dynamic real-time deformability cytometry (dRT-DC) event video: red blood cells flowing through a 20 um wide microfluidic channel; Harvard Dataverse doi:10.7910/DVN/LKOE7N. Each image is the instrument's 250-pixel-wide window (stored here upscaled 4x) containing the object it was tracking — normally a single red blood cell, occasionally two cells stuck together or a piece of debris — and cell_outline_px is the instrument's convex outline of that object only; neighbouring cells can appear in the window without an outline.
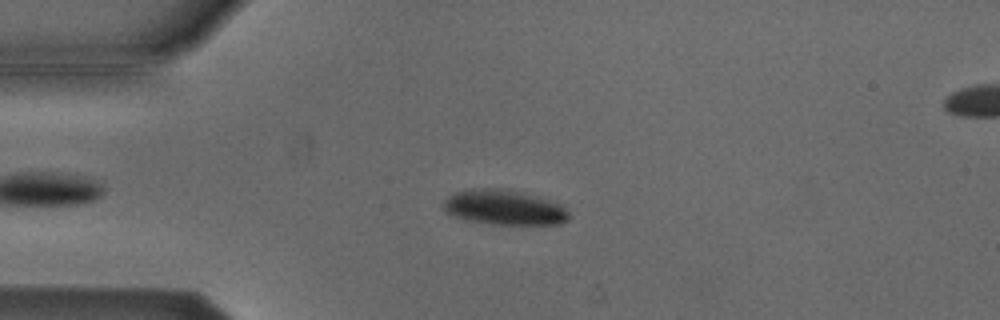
{"species": "Egyptian fruit bat (a non-hibernating species)", "species_latin": "Rousettus aegyptiacus", "temperature_condition": "cold", "stored_images_in_passage": 38, "camera_frame_rate_fps": 3000, "um_per_image_px": 0.085, "animal": {"sex": "male"}, "frame": {"image": 1, "passage_image": 1, "time_ms": 0.0, "image_size_px": [1000, 320], "cell_outline_px": [[568, 220], [560, 224], [492, 224], [464, 220], [444, 212], [444, 200], [448, 196], [456, 192], [472, 188], [508, 188], [564, 204], [568, 212]], "centroid_in_image_um": [42.86, 17.62], "position_along_channel_um": 42.1, "area_um2": 25.89}}
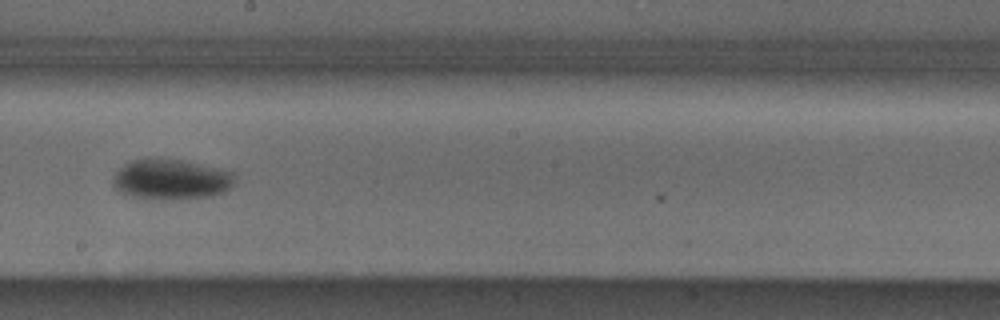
{"frame": {"image": 2, "passage_image": 18, "time_ms": 5.667, "image_size_px": [1000, 320], "cell_outline_px": [[236, 180], [224, 192], [212, 196], [168, 200], [144, 200], [128, 196], [120, 192], [112, 184], [112, 180], [116, 172], [124, 164], [132, 160], [148, 156], [184, 160], [232, 172]], "centroid_in_image_um": [14.47, 15.25], "position_along_channel_um": 233.7, "area_um2": 29.36}}
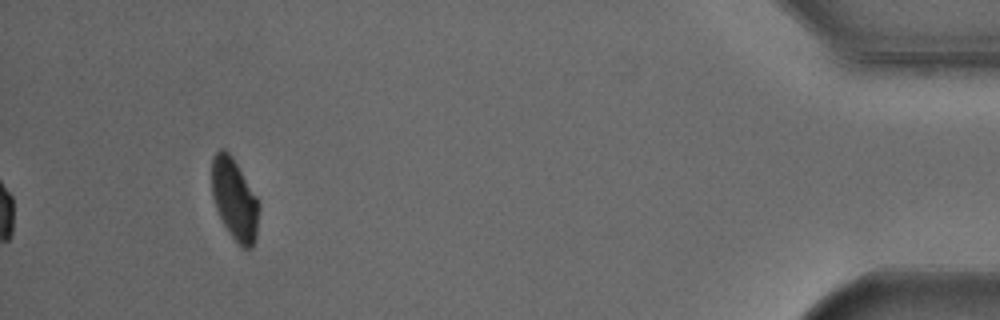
{"frame": {"image": 3, "passage_image": 38, "time_ms": 12.333, "image_size_px": [1000, 320], "cell_outline_px": [[260, 208], [256, 240], [252, 248], [240, 248], [228, 232], [216, 208], [212, 196], [212, 160], [216, 152], [220, 148], [224, 148], [232, 156], [256, 196], [260, 204]], "centroid_in_image_um": [19.96, 16.98], "position_along_channel_um": 415.2, "area_um2": 22.54}, "authors_computed_cell_mechanics": {"area_um2": 27.1371, "velocity_mm_per_s": 3.7971, "shape_relaxation_time_tau1_ms": 1.9413, "shape_relaxation_time_tau2_ms": null, "deformation_change_tau1": 0.0909, "deformation_change_tau2": null}}